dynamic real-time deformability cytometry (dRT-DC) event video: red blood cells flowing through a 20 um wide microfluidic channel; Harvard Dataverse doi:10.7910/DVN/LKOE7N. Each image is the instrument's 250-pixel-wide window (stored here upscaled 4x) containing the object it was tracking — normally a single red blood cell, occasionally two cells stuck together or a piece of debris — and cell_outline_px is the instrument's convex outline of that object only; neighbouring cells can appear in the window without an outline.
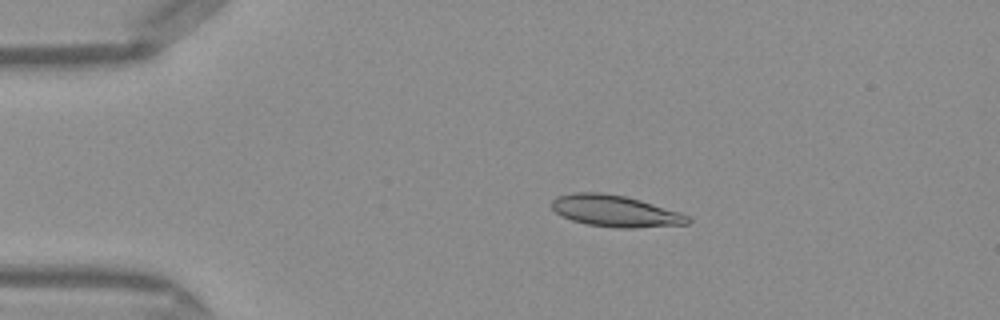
{"species": "Egyptian fruit bat (a non-hibernating species)", "species_latin": "Rousettus aegyptiacus", "temperature_condition": "warm", "stored_images_in_passage": 43, "camera_frame_rate_fps": 3000, "um_per_image_px": 0.085, "frame": {"image": 1, "passage_image": 4, "time_ms": 1.0, "image_size_px": [1000, 320], "cell_outline_px": [[692, 220], [688, 224], [632, 228], [616, 228], [588, 224], [572, 220], [556, 212], [552, 208], [552, 200], [556, 196], [572, 192], [600, 192], [624, 196], [640, 200], [680, 212], [688, 216]], "centroid_in_image_um": [52.3, 17.93], "position_along_channel_um": 32.7, "area_um2": 24.91}}
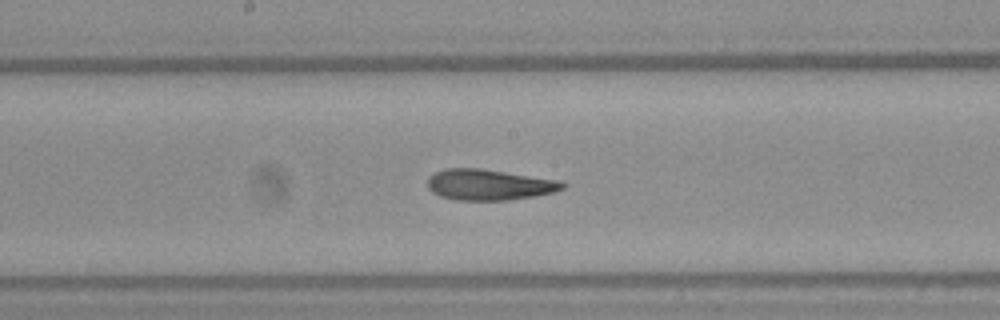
{"frame": {"image": 2, "passage_image": 20, "time_ms": 6.333, "image_size_px": [1000, 320], "cell_outline_px": [[568, 184], [564, 188], [552, 192], [536, 196], [508, 200], [456, 200], [440, 196], [432, 192], [428, 188], [428, 176], [444, 168], [480, 168], [560, 180]], "centroid_in_image_um": [41.57, 15.7], "position_along_channel_um": 206.6, "area_um2": 24.39}}
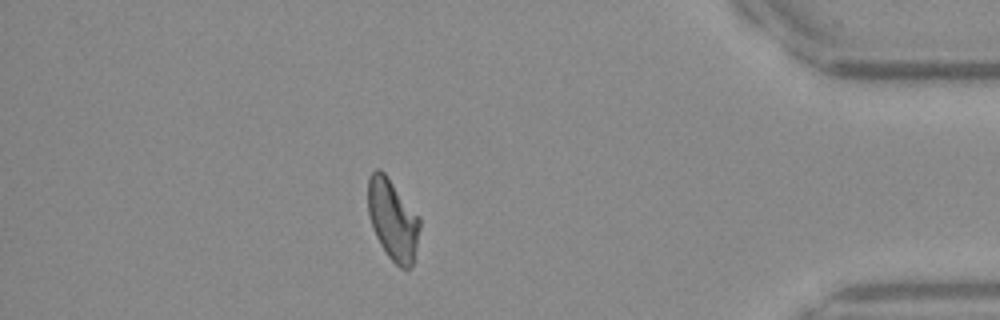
{"frame": {"image": 3, "passage_image": 37, "time_ms": 12.0, "image_size_px": [1000, 320], "cell_outline_px": [[420, 228], [412, 264], [408, 268], [400, 268], [388, 256], [380, 244], [376, 236], [368, 216], [368, 176], [376, 168], [380, 168], [384, 172], [420, 216]], "centroid_in_image_um": [33.37, 18.63], "position_along_channel_um": 401.8, "area_um2": 24.39}, "authors_computed_cell_mechanics": {"area_um2": 24.3916, "velocity_mm_per_s": 4.1494, "shape_relaxation_time_tau1_ms": null, "shape_relaxation_time_tau2_ms": 3.2838, "deformation_change_tau1": null, "deformation_change_tau2": 0.0877}}